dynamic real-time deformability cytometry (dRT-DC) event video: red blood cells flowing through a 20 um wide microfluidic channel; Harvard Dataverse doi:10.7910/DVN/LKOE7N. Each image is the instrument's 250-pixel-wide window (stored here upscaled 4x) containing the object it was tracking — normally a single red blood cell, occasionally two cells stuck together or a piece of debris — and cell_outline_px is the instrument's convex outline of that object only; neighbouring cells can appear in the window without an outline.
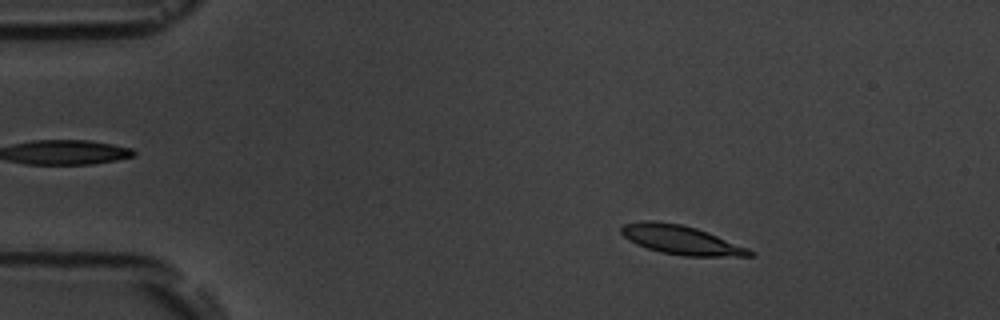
{"species": "common noctule bat (a hibernating species)", "species_latin": "Nyctalus noctula", "temperature_condition": "room temperature", "stored_images_in_passage": 5, "camera_frame_rate_fps": 3000, "um_per_image_px": 0.085, "animal": {"sex": "male", "body_mass_g": 19.5, "forearm_length_mm": 54.6}, "frame": {"image": 1, "passage_image": 2, "time_ms": 1.0, "image_size_px": [1000, 320], "cell_outline_px": [[756, 256], [684, 256], [660, 252], [636, 244], [628, 240], [620, 232], [620, 228], [624, 224], [644, 220], [656, 220], [680, 224], [696, 228], [748, 248], [756, 252]], "centroid_in_image_um": [57.87, 20.39], "position_along_channel_um": 27.1, "area_um2": 21.68}}
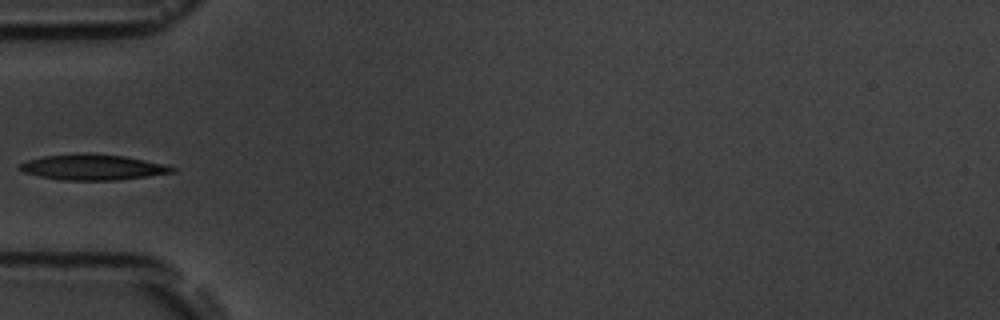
{"frame": {"image": 2, "passage_image": 5, "time_ms": 4.333, "image_size_px": [1000, 320], "cell_outline_px": [[176, 172], [148, 176], [116, 180], [60, 180], [40, 176], [24, 172], [20, 168], [20, 164], [28, 160], [44, 156], [88, 152], [124, 156], [164, 164], [176, 168]], "centroid_in_image_um": [7.91, 14.2], "position_along_channel_um": 77.1, "area_um2": 22.66}}